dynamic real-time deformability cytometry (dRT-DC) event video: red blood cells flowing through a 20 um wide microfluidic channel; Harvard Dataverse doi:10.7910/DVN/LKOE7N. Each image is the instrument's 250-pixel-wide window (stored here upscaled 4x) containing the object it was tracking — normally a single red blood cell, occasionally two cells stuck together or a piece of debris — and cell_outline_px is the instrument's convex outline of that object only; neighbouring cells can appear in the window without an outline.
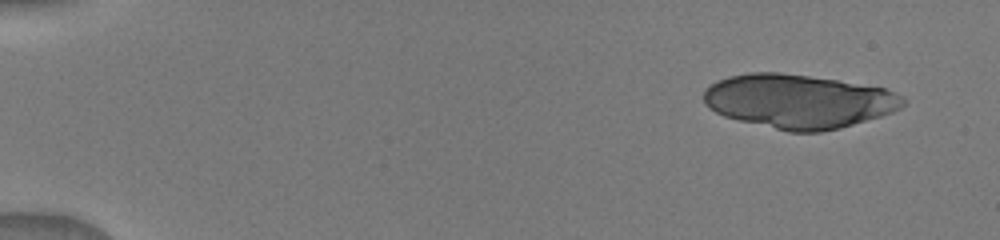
{"species": "human", "species_latin": "Homo sapiens", "temperature_condition": "warm", "stored_images_in_passage": 15, "camera_frame_rate_fps": 3000, "um_per_image_px": 0.085, "donor": {"sex": "male"}, "frame": {"image": 1, "passage_image": 1, "time_ms": 0.0, "image_size_px": [1000, 240], "cell_outline_px": [[908, 100], [900, 108], [892, 112], [880, 116], [840, 128], [820, 132], [788, 132], [724, 116], [716, 112], [704, 104], [704, 88], [716, 80], [728, 76], [748, 72], [780, 72], [836, 80], [884, 88], [904, 96]], "centroid_in_image_um": [67.86, 8.6], "position_along_channel_um": 17.1, "area_um2": 62.71}}
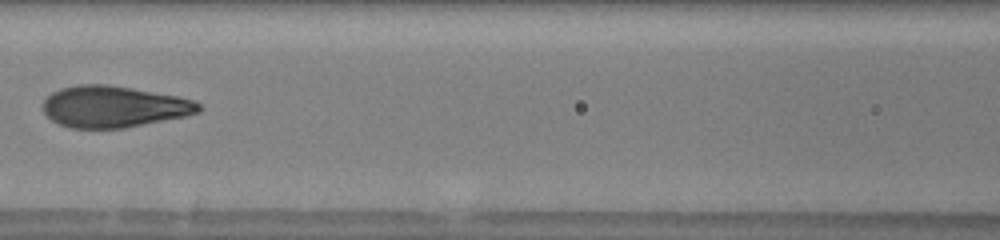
{"frame": {"image": 2, "passage_image": 15, "time_ms": 7.0, "image_size_px": [1000, 240], "cell_outline_px": [[200, 112], [184, 116], [124, 128], [72, 128], [60, 124], [52, 120], [44, 112], [44, 100], [52, 92], [60, 88], [76, 84], [104, 84], [132, 88], [176, 96], [192, 100], [200, 104]], "centroid_in_image_um": [9.64, 9.06], "position_along_channel_um": 157.0, "area_um2": 37.28}}